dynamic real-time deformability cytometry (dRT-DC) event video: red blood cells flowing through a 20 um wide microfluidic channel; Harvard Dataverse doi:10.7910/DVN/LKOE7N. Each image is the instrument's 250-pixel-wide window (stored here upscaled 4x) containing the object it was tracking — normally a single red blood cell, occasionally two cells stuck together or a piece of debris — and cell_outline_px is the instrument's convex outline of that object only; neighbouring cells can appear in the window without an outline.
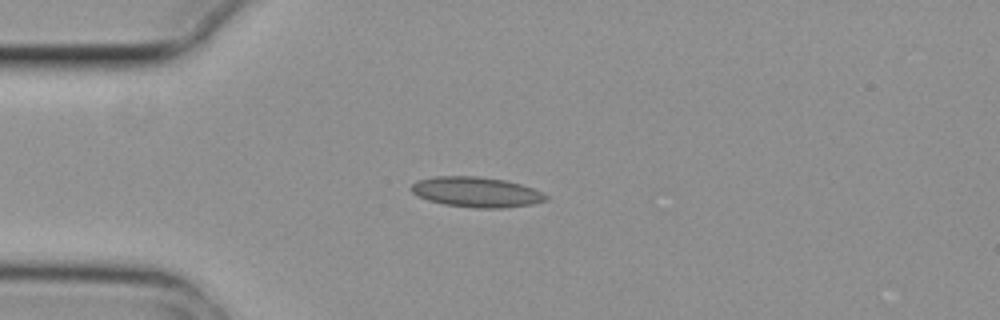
{"species": "common noctule bat (a hibernating species)", "species_latin": "Nyctalus noctula", "temperature_condition": "cold", "stored_images_in_passage": 5, "camera_frame_rate_fps": 3000, "um_per_image_px": 0.085, "animal": {"sex": "female", "body_mass_g": 29.2, "forearm_length_mm": 56.3}, "frame": {"image": 1, "passage_image": 3, "time_ms": 0.667, "image_size_px": [1000, 320], "cell_outline_px": [[548, 200], [532, 204], [500, 208], [476, 208], [444, 204], [428, 200], [416, 196], [412, 192], [412, 184], [416, 180], [436, 176], [476, 176], [504, 180], [520, 184], [532, 188], [548, 196]], "centroid_in_image_um": [40.46, 16.32], "position_along_channel_um": 44.5, "area_um2": 23.58}}
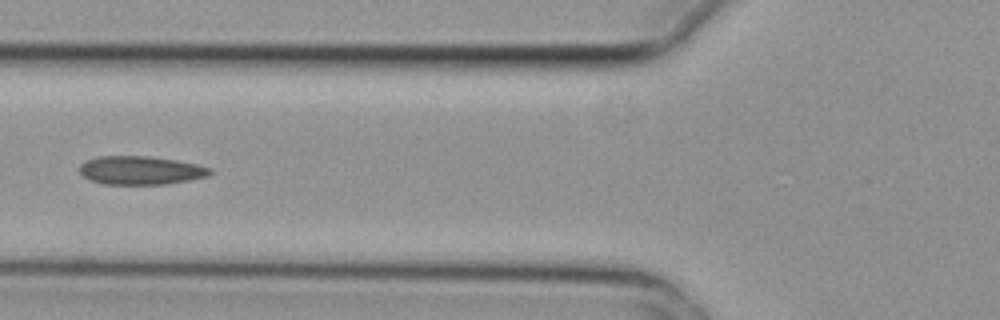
{"frame": {"image": 2, "passage_image": 5, "time_ms": 1.333, "image_size_px": [1000, 320], "cell_outline_px": [[212, 172], [208, 176], [188, 180], [164, 184], [104, 184], [88, 180], [80, 172], [80, 164], [88, 160], [100, 156], [148, 156], [176, 160], [196, 164], [212, 168]], "centroid_in_image_um": [11.95, 14.48], "position_along_channel_um": 113.8, "area_um2": 21.56}}